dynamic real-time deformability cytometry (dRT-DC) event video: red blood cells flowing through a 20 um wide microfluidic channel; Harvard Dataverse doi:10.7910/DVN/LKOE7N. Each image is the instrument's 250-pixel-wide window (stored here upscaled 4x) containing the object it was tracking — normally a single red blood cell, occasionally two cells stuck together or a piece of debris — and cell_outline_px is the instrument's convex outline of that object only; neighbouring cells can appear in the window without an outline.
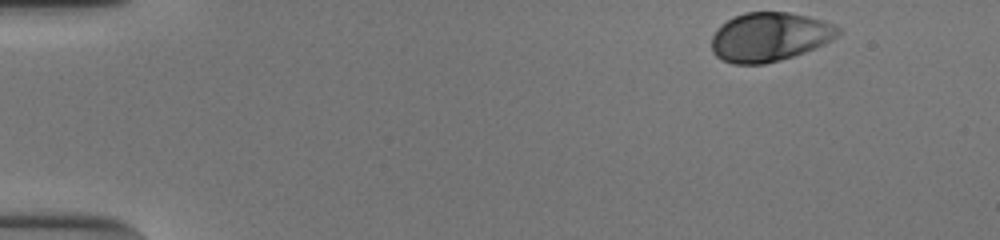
{"species": "human", "species_latin": "Homo sapiens", "temperature_condition": "cold", "stored_images_in_passage": 42, "camera_frame_rate_fps": 3000, "um_per_image_px": 0.085, "donor": {"sex": "male"}, "frame": {"image": 1, "passage_image": 1, "time_ms": 0.0, "image_size_px": [1000, 240], "cell_outline_px": [[840, 32], [836, 36], [824, 44], [804, 52], [780, 60], [764, 64], [732, 64], [720, 60], [712, 52], [712, 36], [716, 28], [720, 24], [744, 12], [788, 12], [808, 16], [836, 24], [840, 28]], "centroid_in_image_um": [65.38, 3.14], "position_along_channel_um": 19.6, "area_um2": 36.24}}
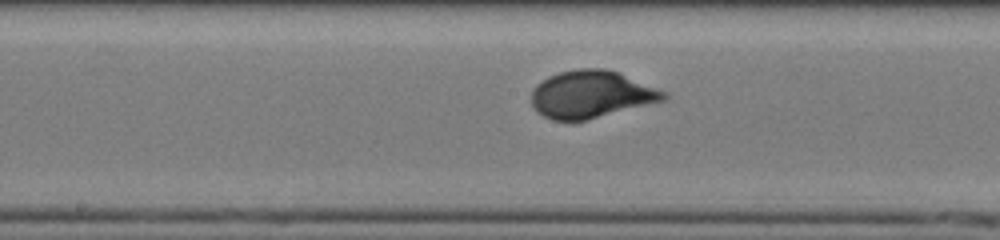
{"frame": {"image": 2, "passage_image": 24, "time_ms": 7.667, "image_size_px": [1000, 240], "cell_outline_px": [[668, 100], [584, 120], [552, 120], [536, 112], [532, 104], [532, 92], [536, 84], [548, 76], [560, 72], [580, 68], [604, 68], [616, 72], [668, 92]], "centroid_in_image_um": [50.26, 8.02], "position_along_channel_um": 197.9, "area_um2": 36.36}}
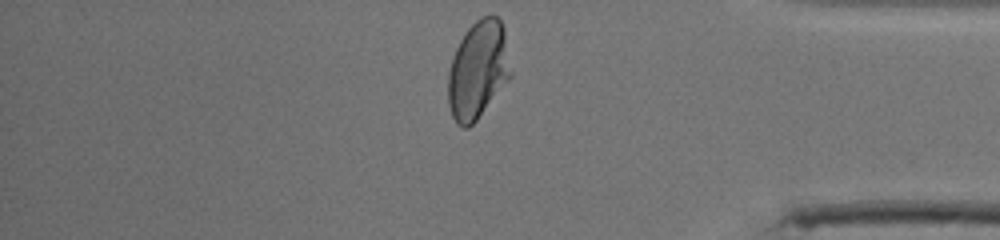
{"frame": {"image": 3, "passage_image": 41, "time_ms": 13.333, "image_size_px": [1000, 240], "cell_outline_px": [[512, 76], [476, 120], [468, 128], [464, 128], [456, 124], [452, 116], [448, 104], [448, 72], [452, 56], [460, 40], [468, 28], [480, 16], [496, 16], [500, 20], [504, 28], [512, 72]], "centroid_in_image_um": [40.63, 5.95], "position_along_channel_um": 394.6, "area_um2": 35.84}, "authors_computed_cell_mechanics": {"area_um2": 35.8071, "velocity_mm_per_s": 3.8338, "shape_relaxation_time_tau1_ms": 3.3614, "shape_relaxation_time_tau2_ms": null, "deformation_change_tau1": 0.1661, "deformation_change_tau2": null}}